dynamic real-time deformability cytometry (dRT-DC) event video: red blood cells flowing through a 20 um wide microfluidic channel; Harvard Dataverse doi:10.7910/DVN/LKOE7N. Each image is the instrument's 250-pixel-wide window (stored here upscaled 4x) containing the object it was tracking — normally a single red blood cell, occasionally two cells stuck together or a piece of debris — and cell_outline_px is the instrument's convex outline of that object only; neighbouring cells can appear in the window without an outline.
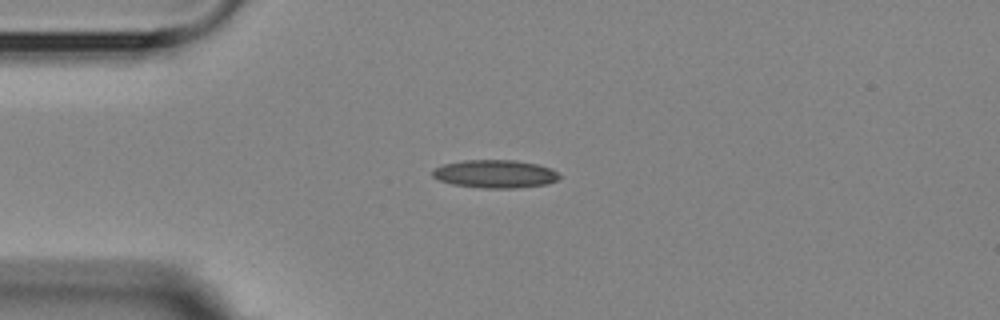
{"species": "Egyptian fruit bat (a non-hibernating species)", "species_latin": "Rousettus aegyptiacus", "temperature_condition": "room temperature", "stored_images_in_passage": 2, "camera_frame_rate_fps": 3000, "um_per_image_px": 0.085, "animal": {"sex": "female"}, "frame": {"image": 1, "passage_image": 2, "time_ms": 2.0, "image_size_px": [1000, 320], "cell_outline_px": [[560, 176], [556, 180], [548, 184], [516, 188], [484, 188], [452, 184], [440, 180], [432, 176], [432, 172], [436, 168], [444, 164], [464, 160], [516, 160], [536, 164], [552, 168]], "centroid_in_image_um": [42.1, 14.78], "position_along_channel_um": 42.9, "area_um2": 20.63}}